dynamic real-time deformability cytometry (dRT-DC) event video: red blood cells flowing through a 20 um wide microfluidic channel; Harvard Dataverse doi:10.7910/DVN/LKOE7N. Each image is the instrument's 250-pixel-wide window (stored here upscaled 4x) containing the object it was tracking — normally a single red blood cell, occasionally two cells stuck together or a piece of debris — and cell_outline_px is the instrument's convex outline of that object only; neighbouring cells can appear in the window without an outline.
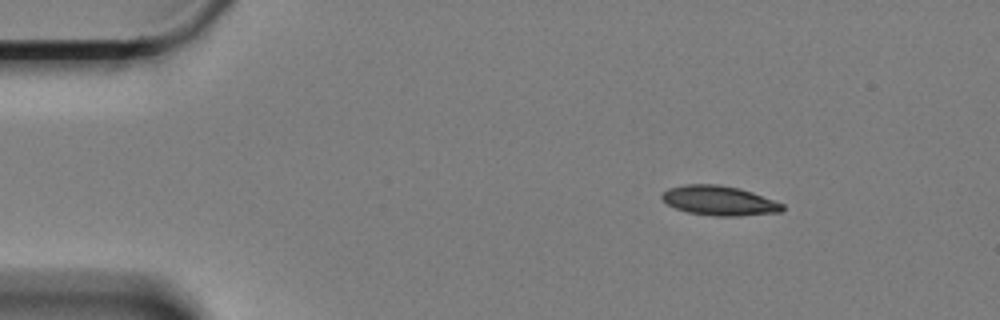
{"species": "Egyptian fruit bat (a non-hibernating species)", "species_latin": "Rousettus aegyptiacus", "temperature_condition": "cold", "stored_images_in_passage": 52, "camera_frame_rate_fps": 3000, "um_per_image_px": 0.085, "animal": {"sex": "female"}, "frame": {"image": 1, "passage_image": 1, "time_ms": 0.0, "image_size_px": [1000, 320], "cell_outline_px": [[784, 208], [780, 212], [736, 216], [716, 216], [688, 212], [676, 208], [668, 204], [660, 196], [668, 188], [684, 184], [720, 184], [740, 188], [752, 192], [784, 204]], "centroid_in_image_um": [61.13, 17.04], "position_along_channel_um": 23.9, "area_um2": 20.69}}
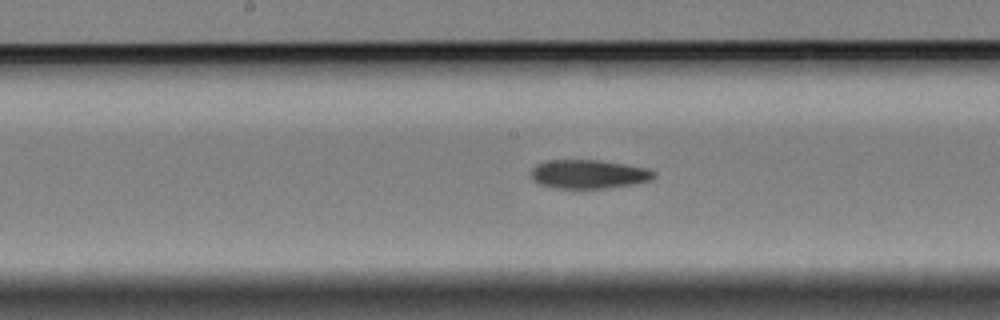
{"frame": {"image": 2, "passage_image": 23, "time_ms": 7.333, "image_size_px": [1000, 320], "cell_outline_px": [[656, 176], [652, 180], [632, 184], [608, 188], [552, 188], [536, 184], [532, 180], [532, 168], [536, 164], [548, 160], [596, 160], [624, 164], [648, 168], [656, 172]], "centroid_in_image_um": [50.02, 14.81], "position_along_channel_um": 198.2, "area_um2": 20.81}}
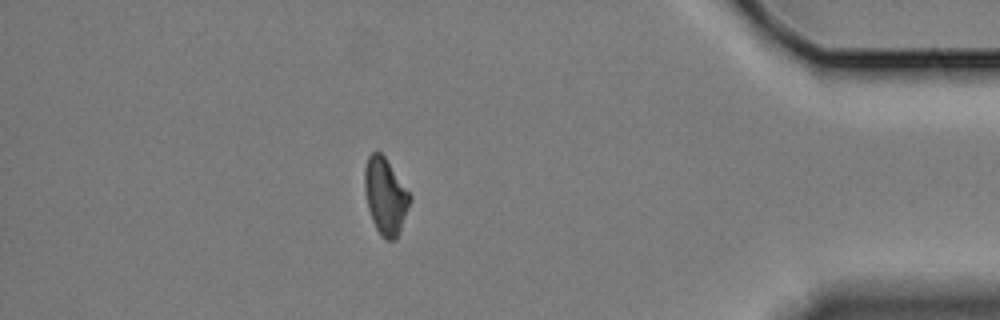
{"frame": {"image": 3, "passage_image": 45, "time_ms": 14.667, "image_size_px": [1000, 320], "cell_outline_px": [[412, 200], [400, 232], [396, 240], [384, 240], [380, 236], [372, 220], [368, 208], [364, 192], [364, 168], [368, 156], [372, 152], [380, 152], [384, 156], [412, 196]], "centroid_in_image_um": [32.76, 16.71], "position_along_channel_um": 402.4, "area_um2": 20.4}, "authors_computed_cell_mechanics": {"area_um2": 20.808, "velocity_mm_per_s": 3.3189, "shape_relaxation_time_tau1_ms": null, "shape_relaxation_time_tau2_ms": 5.8975, "deformation_change_tau1": null, "deformation_change_tau2": 0.1187}}